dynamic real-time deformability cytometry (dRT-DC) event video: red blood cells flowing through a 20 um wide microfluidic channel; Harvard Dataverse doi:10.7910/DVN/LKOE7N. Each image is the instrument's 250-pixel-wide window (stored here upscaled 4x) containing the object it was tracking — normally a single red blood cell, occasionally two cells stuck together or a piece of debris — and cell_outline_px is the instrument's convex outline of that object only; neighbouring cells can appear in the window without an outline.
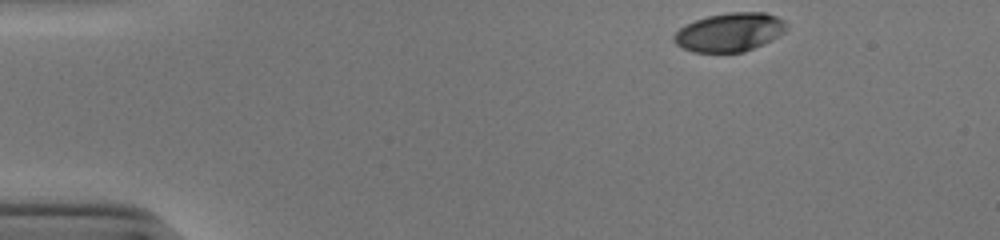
{"species": "human", "species_latin": "Homo sapiens", "temperature_condition": "cold", "stored_images_in_passage": 37, "camera_frame_rate_fps": 3000, "um_per_image_px": 0.085, "donor": {"sex": "male"}, "frame": {"image": 1, "passage_image": 1, "time_ms": 0.0, "image_size_px": [1000, 240], "cell_outline_px": [[788, 24], [784, 32], [764, 44], [744, 52], [696, 52], [684, 48], [676, 44], [672, 40], [672, 36], [680, 28], [696, 20], [708, 16], [728, 12], [764, 12], [776, 16], [784, 20]], "centroid_in_image_um": [62.03, 2.73], "position_along_channel_um": 23.0, "area_um2": 25.26}}
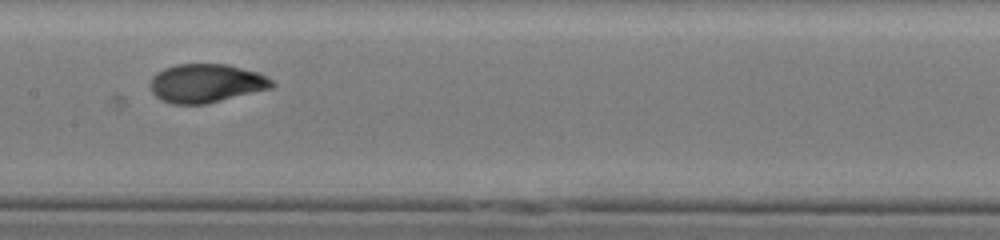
{"frame": {"image": 2, "passage_image": 21, "time_ms": 6.667, "image_size_px": [1000, 240], "cell_outline_px": [[276, 84], [272, 88], [208, 104], [172, 104], [160, 100], [152, 92], [148, 84], [152, 76], [156, 72], [164, 68], [176, 64], [228, 64], [256, 72], [272, 80]], "centroid_in_image_um": [17.48, 7.08], "position_along_channel_um": 189.9, "area_um2": 27.69}}
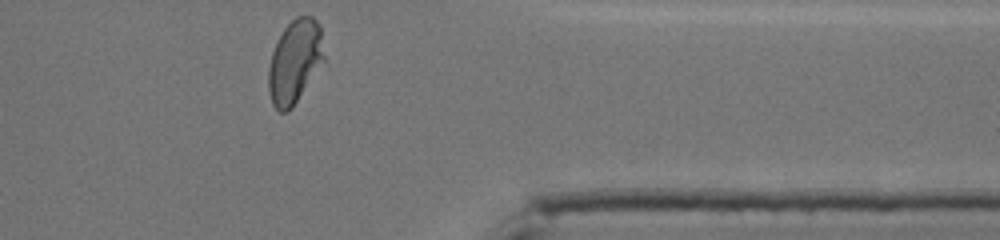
{"frame": {"image": 3, "passage_image": 37, "time_ms": 12.0, "image_size_px": [1000, 240], "cell_outline_px": [[324, 60], [292, 108], [288, 112], [280, 112], [272, 104], [268, 88], [268, 68], [272, 52], [276, 40], [284, 28], [296, 16], [312, 16], [320, 24], [324, 56]], "centroid_in_image_um": [25.04, 5.22], "position_along_channel_um": 386.4, "area_um2": 26.99}, "authors_computed_cell_mechanics": {"area_um2": 27.166, "velocity_mm_per_s": 3.9056, "shape_relaxation_time_tau1_ms": 4.8322, "shape_relaxation_time_tau2_ms": null, "deformation_change_tau1": 0.1913, "deformation_change_tau2": null}}